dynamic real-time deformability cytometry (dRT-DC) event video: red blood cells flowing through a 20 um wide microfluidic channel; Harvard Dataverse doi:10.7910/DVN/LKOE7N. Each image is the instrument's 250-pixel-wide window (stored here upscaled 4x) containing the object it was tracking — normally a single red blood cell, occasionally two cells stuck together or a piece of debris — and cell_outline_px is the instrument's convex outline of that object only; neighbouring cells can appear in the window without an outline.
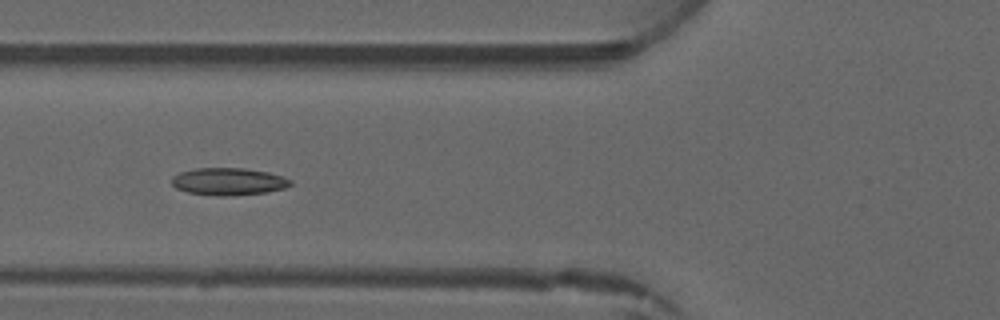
{"species": "common noctule bat (a hibernating species)", "species_latin": "Nyctalus noctula", "temperature_condition": "warm", "stored_images_in_passage": 6, "camera_frame_rate_fps": 3000, "um_per_image_px": 0.085, "animal": {"sex": "male", "forearm_length_mm": 52.5}, "frame": {"image": 1, "passage_image": 6, "time_ms": 5.667, "image_size_px": [1000, 320], "cell_outline_px": [[292, 184], [284, 188], [268, 192], [232, 196], [216, 196], [188, 192], [176, 188], [172, 184], [172, 176], [180, 172], [196, 168], [244, 168], [268, 172], [284, 176], [292, 180]], "centroid_in_image_um": [19.44, 15.43], "position_along_channel_um": 106.4, "area_um2": 19.07}}